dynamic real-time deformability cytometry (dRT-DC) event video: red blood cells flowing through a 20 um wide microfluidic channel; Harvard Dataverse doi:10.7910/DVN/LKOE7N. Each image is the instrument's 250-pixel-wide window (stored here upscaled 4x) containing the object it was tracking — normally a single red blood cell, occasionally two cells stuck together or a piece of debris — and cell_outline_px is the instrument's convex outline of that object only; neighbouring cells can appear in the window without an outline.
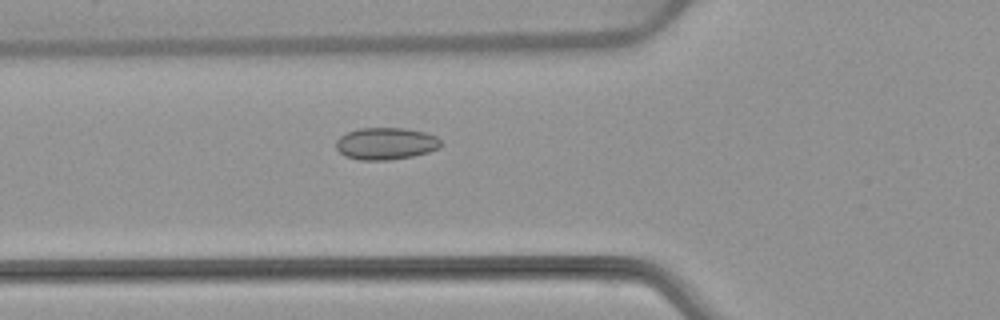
{"species": "common noctule bat (a hibernating species)", "species_latin": "Nyctalus noctula", "temperature_condition": "warm", "stored_images_in_passage": 54, "camera_frame_rate_fps": 3000, "um_per_image_px": 0.085, "animal": {"sex": "female", "body_mass_g": 22.7, "forearm_length_mm": 54.2}, "frame": {"image": 1, "passage_image": 20, "time_ms": 6.333, "image_size_px": [1000, 320], "cell_outline_px": [[444, 144], [440, 148], [428, 152], [412, 156], [388, 160], [360, 160], [344, 156], [336, 148], [336, 140], [340, 136], [348, 132], [360, 128], [404, 128], [424, 132], [436, 136]], "centroid_in_image_um": [32.81, 12.21], "position_along_channel_um": 93.0, "area_um2": 19.65}}
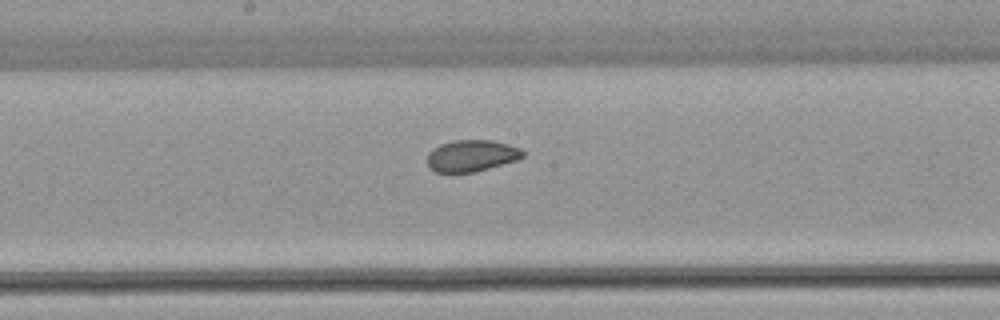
{"frame": {"image": 2, "passage_image": 29, "time_ms": 9.333, "image_size_px": [1000, 320], "cell_outline_px": [[524, 156], [516, 160], [476, 172], [436, 172], [428, 168], [428, 152], [432, 148], [440, 144], [452, 140], [492, 140], [508, 144], [520, 148], [524, 152]], "centroid_in_image_um": [40.06, 13.23], "position_along_channel_um": 208.1, "area_um2": 17.69}}
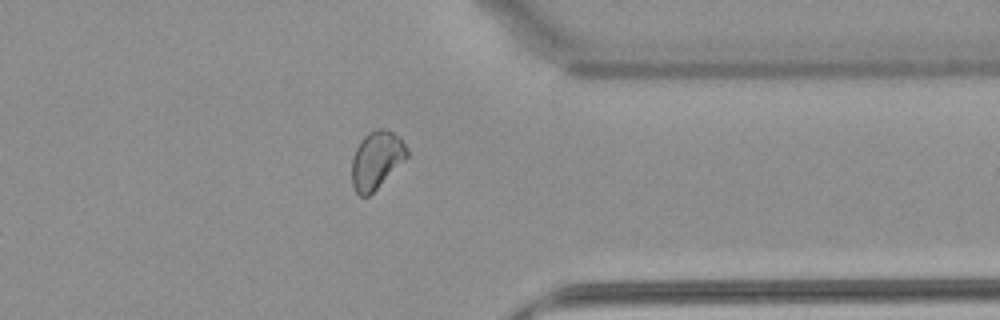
{"frame": {"image": 3, "passage_image": 43, "time_ms": 14.0, "image_size_px": [1000, 320], "cell_outline_px": [[408, 156], [368, 196], [360, 196], [356, 192], [352, 184], [352, 156], [360, 140], [368, 132], [376, 128], [384, 128], [400, 136], [408, 152]], "centroid_in_image_um": [31.98, 13.56], "position_along_channel_um": 379.4, "area_um2": 18.32}, "authors_computed_cell_mechanics": {"area_um2": 19.2474, "velocity_mm_per_s": 3.8353, "shape_relaxation_time_tau1_ms": null, "shape_relaxation_time_tau2_ms": 1.2822, "deformation_change_tau1": null, "deformation_change_tau2": 0.0497}}